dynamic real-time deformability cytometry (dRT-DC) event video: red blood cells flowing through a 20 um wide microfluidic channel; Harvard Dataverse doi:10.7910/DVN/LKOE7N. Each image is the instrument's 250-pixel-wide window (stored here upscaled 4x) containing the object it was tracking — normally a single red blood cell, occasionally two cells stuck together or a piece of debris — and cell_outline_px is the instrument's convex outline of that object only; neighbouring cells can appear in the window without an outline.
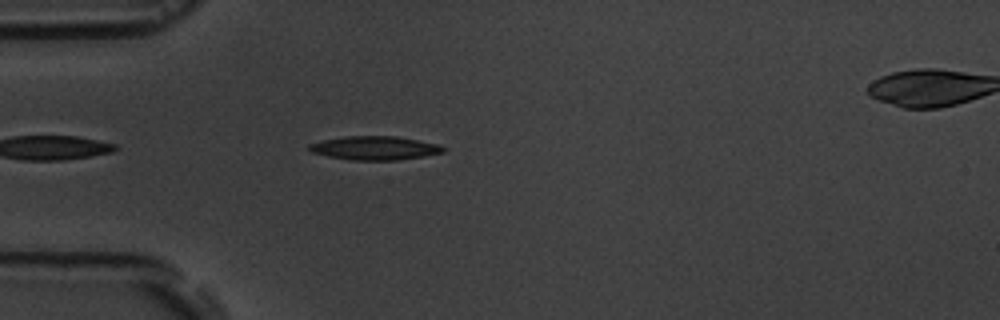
{"species": "common noctule bat (a hibernating species)", "species_latin": "Nyctalus noctula", "temperature_condition": "room temperature", "stored_images_in_passage": 3, "segment_of_instrument_passage": [1, 2], "camera_frame_rate_fps": 3000, "um_per_image_px": 0.085, "animal": {"sex": "male", "body_mass_g": 19.5, "forearm_length_mm": 54.6}, "frame": {"image": 1, "passage_image": 2, "time_ms": 1.0, "image_size_px": [1000, 320], "cell_outline_px": [[444, 152], [424, 156], [400, 160], [352, 160], [328, 156], [312, 152], [308, 148], [308, 144], [324, 140], [344, 136], [396, 136], [440, 144], [444, 148]], "centroid_in_image_um": [31.87, 12.58], "position_along_channel_um": 53.1, "area_um2": 18.5}}